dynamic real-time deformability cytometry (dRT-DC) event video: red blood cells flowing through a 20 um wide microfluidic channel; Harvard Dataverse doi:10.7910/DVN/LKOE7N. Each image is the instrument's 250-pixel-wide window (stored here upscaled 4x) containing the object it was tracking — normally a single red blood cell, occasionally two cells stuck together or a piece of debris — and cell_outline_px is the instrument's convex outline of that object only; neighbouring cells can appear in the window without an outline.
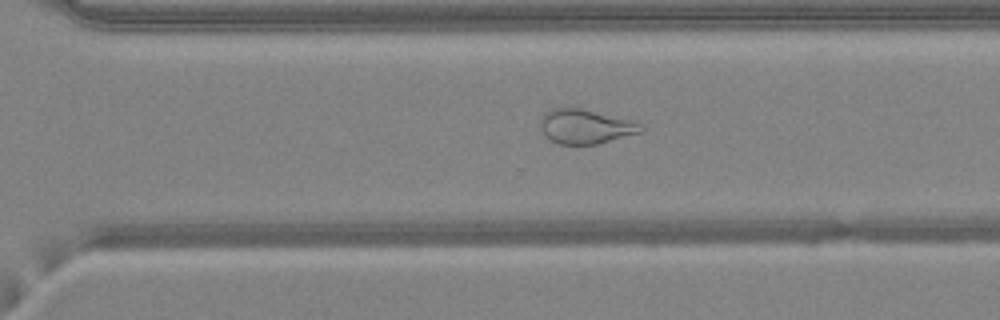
{"species": "common noctule bat (a hibernating species)", "species_latin": "Nyctalus noctula", "temperature_condition": "warm", "stored_images_in_passage": 48, "camera_frame_rate_fps": 3000, "um_per_image_px": 0.085, "animal": {"sex": "female", "body_mass_g": 24.6, "forearm_length_mm": 56.2}, "frame": {"image": 1, "passage_image": 34, "time_ms": 11.0, "image_size_px": [1000, 320], "cell_outline_px": [[644, 128], [640, 132], [596, 144], [560, 144], [548, 140], [544, 136], [540, 128], [540, 116], [544, 112], [552, 108], [580, 108], [632, 120], [644, 124]], "centroid_in_image_um": [49.71, 10.75], "position_along_channel_um": 320.9, "area_um2": 20.29}}
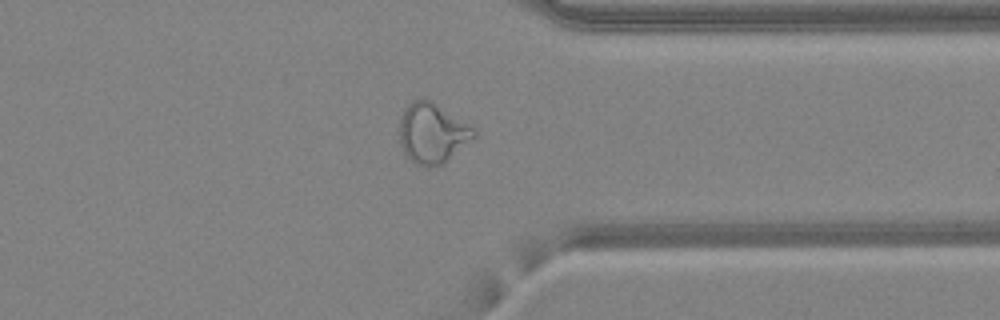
{"frame": {"image": 2, "passage_image": 38, "time_ms": 12.333, "image_size_px": [1000, 320], "cell_outline_px": [[476, 136], [444, 164], [428, 168], [416, 164], [404, 152], [400, 144], [400, 120], [404, 108], [412, 100], [420, 96], [432, 100], [476, 128]], "centroid_in_image_um": [36.76, 11.29], "position_along_channel_um": 374.6, "area_um2": 26.53}}
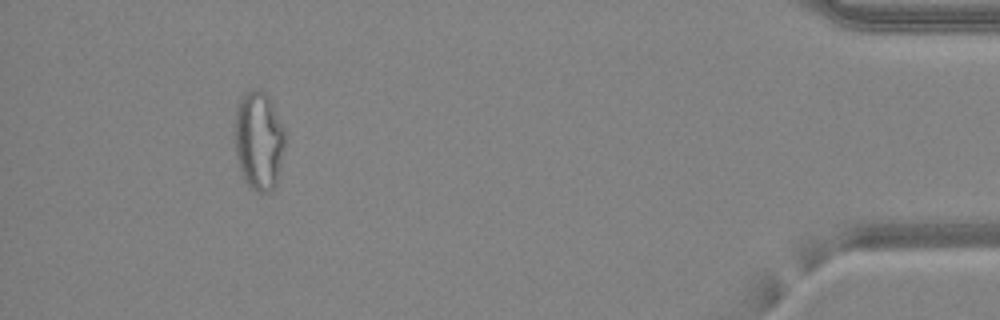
{"frame": {"image": 3, "passage_image": 45, "time_ms": 14.667, "image_size_px": [1000, 320], "cell_outline_px": [[284, 148], [276, 188], [268, 192], [256, 192], [244, 180], [240, 168], [236, 152], [236, 108], [240, 96], [244, 92], [252, 88], [260, 88], [272, 100], [284, 128]], "centroid_in_image_um": [22.02, 11.91], "position_along_channel_um": 413.2, "area_um2": 29.13}, "authors_computed_cell_mechanics": {"area_um2": 28.2064, "velocity_mm_per_s": 4.288, "shape_relaxation_time_tau1_ms": null, "shape_relaxation_time_tau2_ms": 1.3432, "deformation_change_tau1": null, "deformation_change_tau2": 0.0982}}